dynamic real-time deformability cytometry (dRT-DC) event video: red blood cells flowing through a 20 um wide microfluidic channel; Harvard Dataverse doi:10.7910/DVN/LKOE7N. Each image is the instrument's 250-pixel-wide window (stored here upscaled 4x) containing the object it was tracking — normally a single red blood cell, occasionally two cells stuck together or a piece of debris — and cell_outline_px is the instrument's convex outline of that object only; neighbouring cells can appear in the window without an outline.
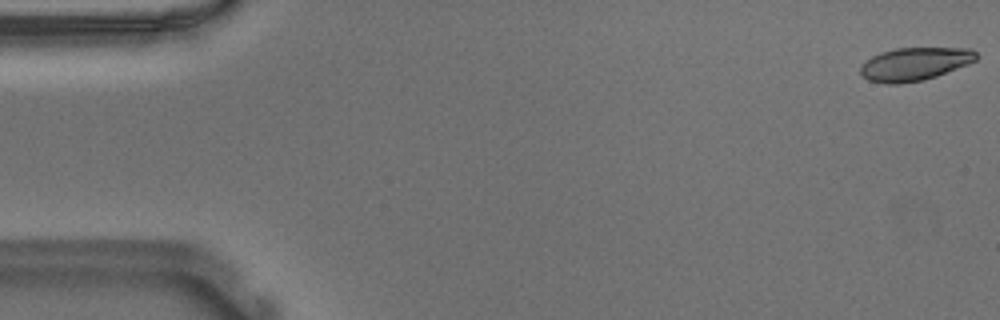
{"species": "Egyptian fruit bat (a non-hibernating species)", "species_latin": "Rousettus aegyptiacus", "temperature_condition": "warm", "stored_images_in_passage": 17, "camera_frame_rate_fps": 3000, "um_per_image_px": 0.085, "animal": {"sex": "male"}, "frame": {"image": 1, "passage_image": 1, "time_ms": 0.0, "image_size_px": [1000, 320], "cell_outline_px": [[976, 60], [968, 64], [936, 76], [924, 80], [900, 84], [884, 84], [868, 80], [860, 72], [860, 64], [872, 56], [880, 52], [896, 48], [972, 48], [976, 52]], "centroid_in_image_um": [77.72, 5.44], "position_along_channel_um": 7.3, "area_um2": 22.43}}
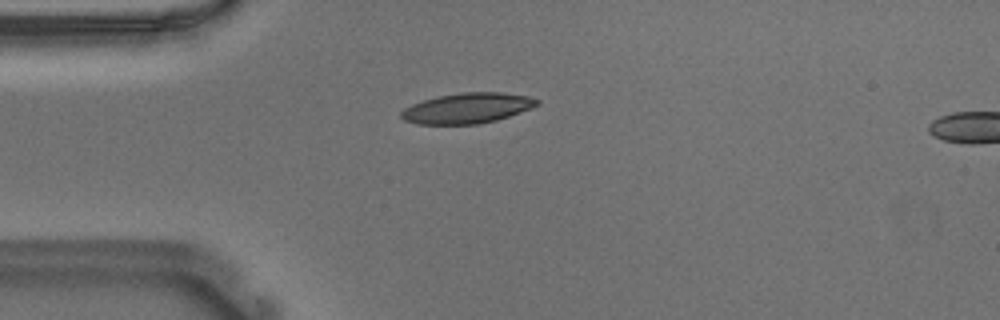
{"frame": {"image": 2, "passage_image": 14, "time_ms": 4.333, "image_size_px": [1000, 320], "cell_outline_px": [[540, 104], [532, 108], [496, 120], [480, 124], [416, 124], [404, 120], [400, 116], [400, 112], [404, 108], [412, 104], [424, 100], [440, 96], [460, 92], [500, 92], [528, 96], [540, 100]], "centroid_in_image_um": [39.73, 9.19], "position_along_channel_um": 45.3, "area_um2": 24.04}}